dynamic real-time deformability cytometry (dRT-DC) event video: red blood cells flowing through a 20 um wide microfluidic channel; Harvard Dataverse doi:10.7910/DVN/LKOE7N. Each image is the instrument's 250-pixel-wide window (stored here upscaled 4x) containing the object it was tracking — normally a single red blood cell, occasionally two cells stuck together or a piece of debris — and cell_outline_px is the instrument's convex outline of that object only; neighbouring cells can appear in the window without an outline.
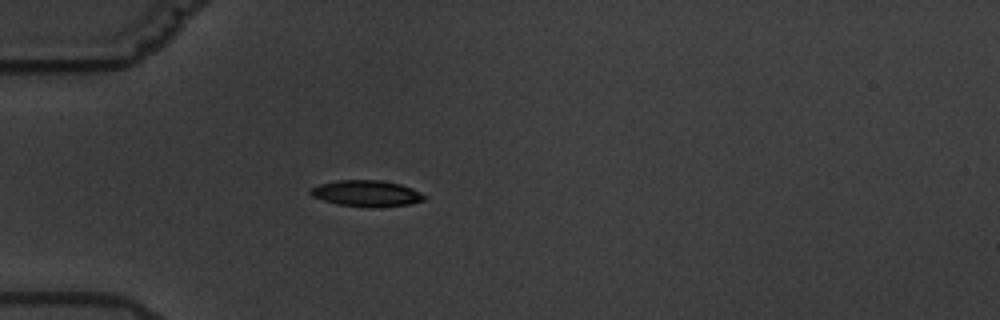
{"species": "common noctule bat (a hibernating species)", "species_latin": "Nyctalus noctula", "temperature_condition": "warm", "stored_images_in_passage": 4, "camera_frame_rate_fps": 3000, "um_per_image_px": 0.085, "animal": {"sex": "male", "body_mass_g": 19.5, "forearm_length_mm": 54.6}, "frame": {"image": 1, "passage_image": 3, "time_ms": 2.667, "image_size_px": [1000, 320], "cell_outline_px": [[428, 196], [424, 200], [412, 204], [372, 208], [336, 204], [312, 196], [308, 192], [312, 188], [320, 184], [336, 180], [380, 180], [400, 184], [412, 188]], "centroid_in_image_um": [31.19, 16.45], "position_along_channel_um": 53.8, "area_um2": 17.51}}